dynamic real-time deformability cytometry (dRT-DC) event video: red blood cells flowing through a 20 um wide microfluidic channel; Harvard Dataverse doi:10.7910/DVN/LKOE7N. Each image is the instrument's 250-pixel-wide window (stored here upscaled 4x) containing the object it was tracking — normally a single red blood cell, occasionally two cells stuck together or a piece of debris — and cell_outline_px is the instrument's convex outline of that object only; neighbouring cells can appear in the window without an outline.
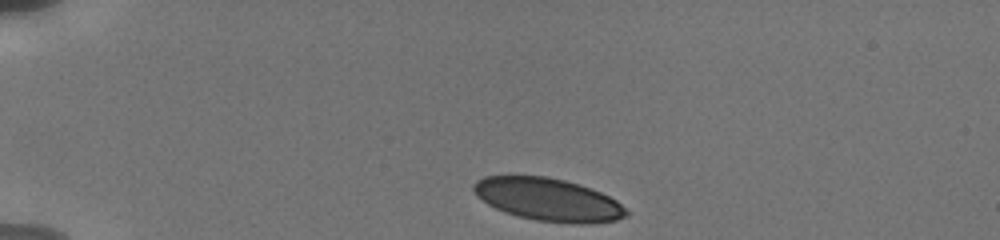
{"species": "human", "species_latin": "Homo sapiens", "temperature_condition": "cold", "stored_images_in_passage": 9, "camera_frame_rate_fps": 3000, "um_per_image_px": 0.085, "donor": {"sex": "male"}, "frame": {"image": 1, "passage_image": 1, "time_ms": 0.0, "image_size_px": [1000, 240], "cell_outline_px": [[628, 216], [616, 220], [588, 224], [572, 224], [536, 220], [504, 212], [488, 204], [476, 196], [472, 188], [472, 184], [476, 180], [484, 176], [544, 176], [564, 180], [580, 184], [600, 192], [616, 200], [628, 212]], "centroid_in_image_um": [46.58, 16.96], "position_along_channel_um": 38.4, "area_um2": 38.03}}
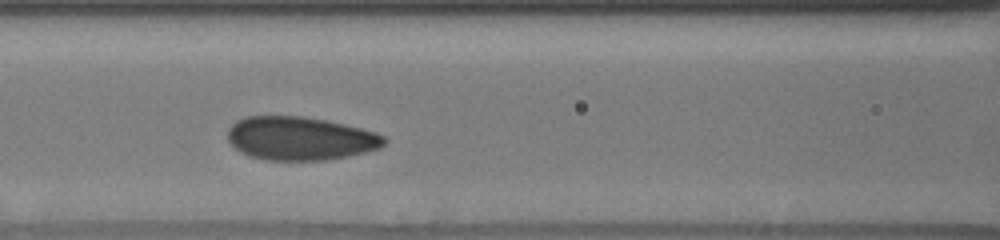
{"frame": {"image": 2, "passage_image": 8, "time_ms": 4.333, "image_size_px": [1000, 240], "cell_outline_px": [[388, 140], [380, 148], [348, 156], [324, 160], [264, 160], [248, 156], [240, 152], [228, 140], [228, 128], [236, 120], [244, 116], [304, 116], [344, 124], [376, 132], [384, 136]], "centroid_in_image_um": [25.49, 11.76], "position_along_channel_um": 141.1, "area_um2": 39.77}}
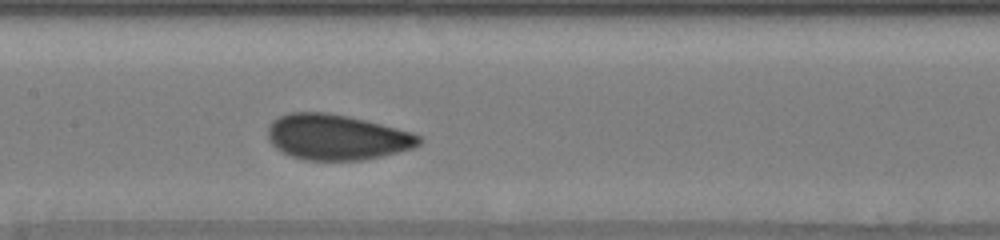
{"frame": {"image": 3, "passage_image": 9, "time_ms": 5.333, "image_size_px": [1000, 240], "cell_outline_px": [[424, 140], [420, 144], [412, 148], [364, 160], [304, 160], [292, 156], [276, 148], [268, 140], [268, 124], [272, 120], [288, 112], [328, 112], [348, 116], [412, 132], [420, 136]], "centroid_in_image_um": [28.6, 11.65], "position_along_channel_um": 178.8, "area_um2": 40.06}}